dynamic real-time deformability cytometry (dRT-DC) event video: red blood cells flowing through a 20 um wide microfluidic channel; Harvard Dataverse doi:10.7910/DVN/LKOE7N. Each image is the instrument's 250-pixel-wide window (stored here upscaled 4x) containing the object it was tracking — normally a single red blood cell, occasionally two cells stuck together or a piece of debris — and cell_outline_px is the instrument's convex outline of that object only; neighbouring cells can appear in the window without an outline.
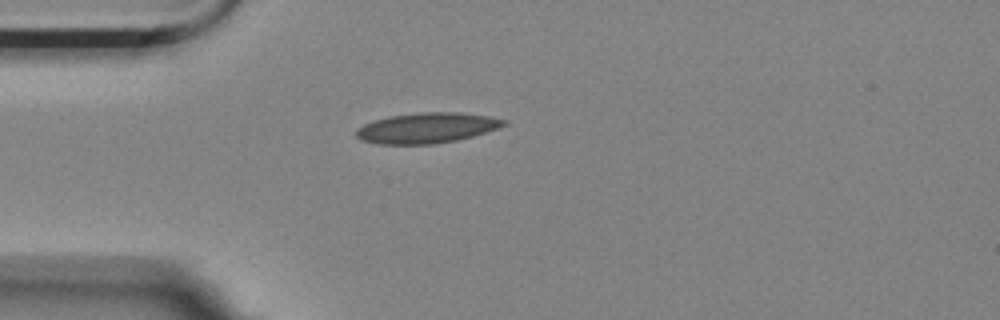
{"species": "Egyptian fruit bat (a non-hibernating species)", "species_latin": "Rousettus aegyptiacus", "temperature_condition": "room temperature", "stored_images_in_passage": 3, "camera_frame_rate_fps": 3000, "um_per_image_px": 0.085, "animal": {"sex": "female"}, "frame": {"image": 1, "passage_image": 3, "time_ms": 0.667, "image_size_px": [1000, 320], "cell_outline_px": [[508, 124], [472, 136], [456, 140], [432, 144], [376, 144], [360, 140], [356, 136], [356, 128], [364, 124], [388, 116], [420, 112], [460, 112], [488, 116], [508, 120]], "centroid_in_image_um": [36.25, 10.87], "position_along_channel_um": 48.7, "area_um2": 26.13}}